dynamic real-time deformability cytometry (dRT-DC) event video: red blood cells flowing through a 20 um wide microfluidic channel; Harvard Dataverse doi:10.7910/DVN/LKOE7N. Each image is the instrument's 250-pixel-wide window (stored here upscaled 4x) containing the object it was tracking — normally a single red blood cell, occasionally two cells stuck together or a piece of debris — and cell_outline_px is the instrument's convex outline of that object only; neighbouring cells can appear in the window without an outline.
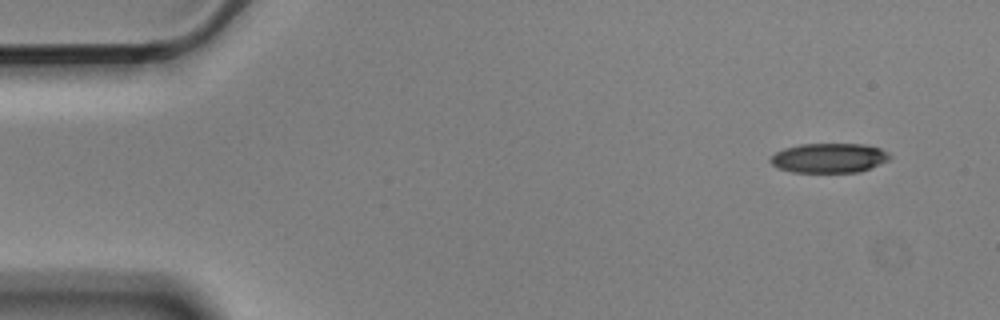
{"species": "Egyptian fruit bat (a non-hibernating species)", "species_latin": "Rousettus aegyptiacus", "temperature_condition": "cold", "stored_images_in_passage": 14, "camera_frame_rate_fps": 3000, "um_per_image_px": 0.085, "animal": {"sex": "male"}, "frame": {"image": 1, "passage_image": 1, "time_ms": 0.0, "image_size_px": [1000, 320], "cell_outline_px": [[892, 156], [888, 160], [860, 172], [792, 172], [780, 168], [772, 164], [768, 160], [776, 152], [784, 148], [800, 144], [864, 144], [880, 148], [888, 152]], "centroid_in_image_um": [70.47, 13.42], "position_along_channel_um": 14.5, "area_um2": 20.52}}
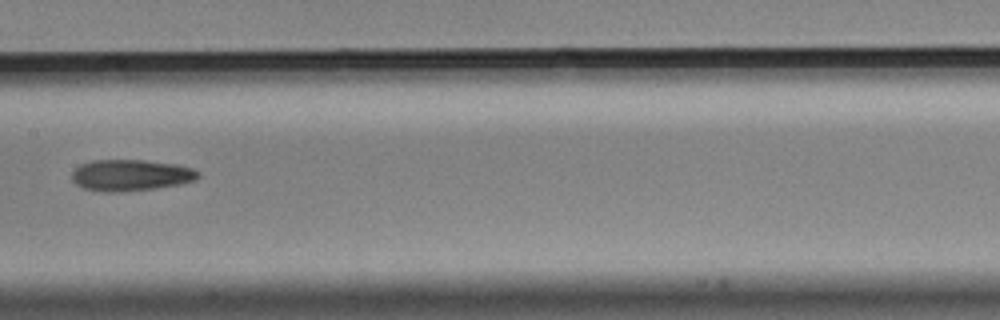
{"frame": {"image": 2, "passage_image": 7, "time_ms": 2.0, "image_size_px": [1000, 320], "cell_outline_px": [[200, 176], [196, 180], [180, 184], [156, 188], [120, 192], [108, 192], [84, 188], [76, 184], [72, 180], [72, 172], [80, 164], [92, 160], [144, 160], [176, 164], [192, 168], [200, 172]], "centroid_in_image_um": [11.13, 14.89], "position_along_channel_um": 196.3, "area_um2": 23.12}}
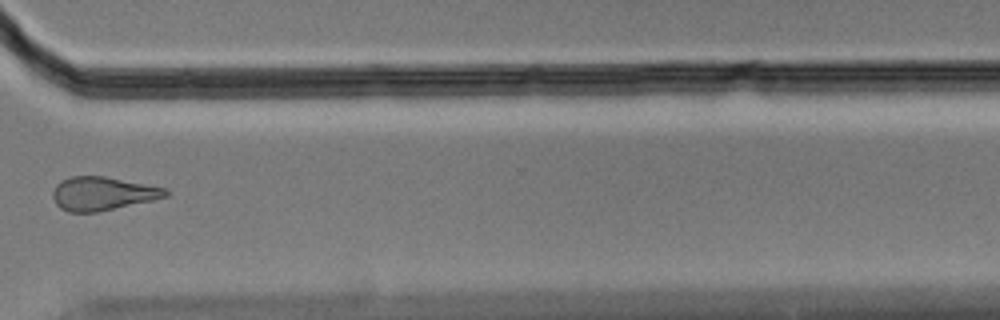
{"frame": {"image": 3, "passage_image": 11, "time_ms": 3.333, "image_size_px": [1000, 320], "cell_outline_px": [[168, 196], [152, 200], [96, 212], [68, 212], [60, 208], [56, 204], [52, 196], [52, 192], [56, 184], [60, 180], [72, 176], [104, 176], [168, 188]], "centroid_in_image_um": [8.7, 16.44], "position_along_channel_um": 361.9, "area_um2": 22.02}}